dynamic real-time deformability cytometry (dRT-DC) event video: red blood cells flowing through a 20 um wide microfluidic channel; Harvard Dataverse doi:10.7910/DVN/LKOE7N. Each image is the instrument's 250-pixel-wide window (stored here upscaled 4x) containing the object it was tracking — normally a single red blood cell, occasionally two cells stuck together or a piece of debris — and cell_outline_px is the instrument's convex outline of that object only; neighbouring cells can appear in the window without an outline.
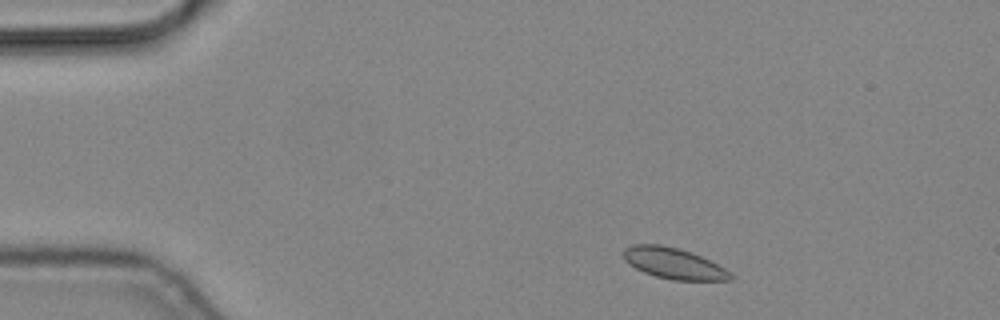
{"species": "common noctule bat (a hibernating species)", "species_latin": "Nyctalus noctula", "temperature_condition": "cold", "stored_images_in_passage": 4, "camera_frame_rate_fps": 3000, "um_per_image_px": 0.085, "animal": {"sex": "male", "body_mass_g": 19.2, "forearm_length_mm": 51.8}, "frame": {"image": 1, "passage_image": 1, "time_ms": 0.0, "image_size_px": [1000, 320], "cell_outline_px": [[732, 280], [672, 280], [656, 276], [644, 272], [628, 264], [624, 260], [624, 248], [632, 244], [660, 244], [680, 248], [692, 252], [724, 268], [732, 276]], "centroid_in_image_um": [57.21, 22.37], "position_along_channel_um": 27.8, "area_um2": 19.19}}
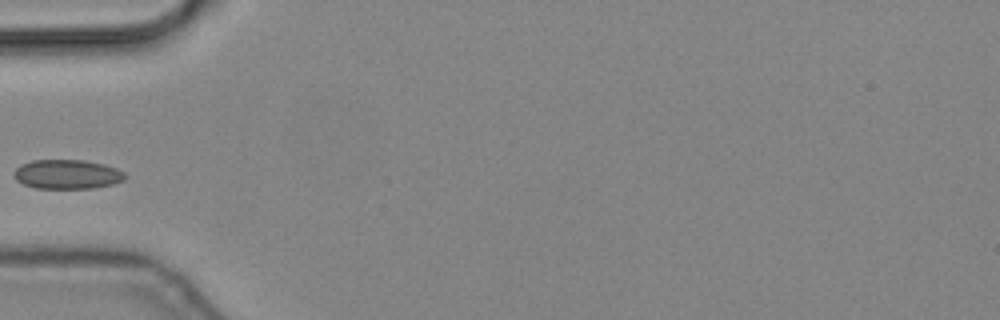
{"frame": {"image": 2, "passage_image": 4, "time_ms": 1.0, "image_size_px": [1000, 320], "cell_outline_px": [[128, 176], [124, 180], [112, 184], [92, 188], [36, 188], [24, 184], [16, 180], [12, 176], [12, 172], [20, 164], [32, 160], [84, 160], [104, 164], [116, 168], [124, 172]], "centroid_in_image_um": [5.69, 14.81], "position_along_channel_um": 79.3, "area_um2": 19.13}}